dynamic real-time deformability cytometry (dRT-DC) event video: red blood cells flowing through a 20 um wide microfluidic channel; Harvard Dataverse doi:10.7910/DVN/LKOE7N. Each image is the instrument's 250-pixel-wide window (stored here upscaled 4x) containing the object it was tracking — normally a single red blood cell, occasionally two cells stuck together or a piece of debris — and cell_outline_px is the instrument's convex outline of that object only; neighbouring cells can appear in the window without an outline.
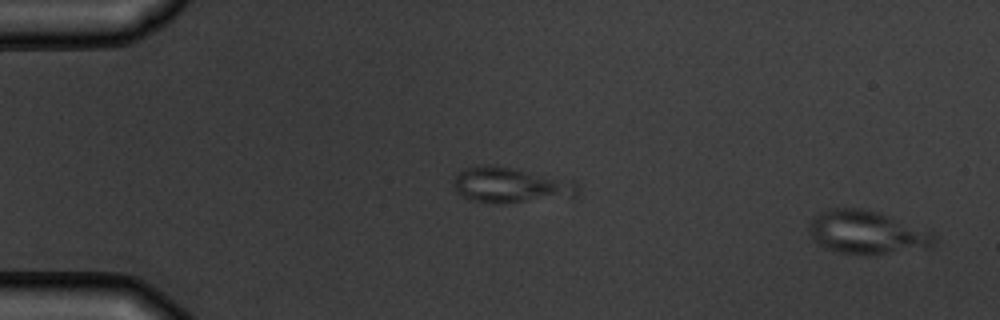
{"species": "common noctule bat (a hibernating species)", "species_latin": "Nyctalus noctula", "temperature_condition": "warm", "stored_images_in_passage": 4, "segment_of_instrument_passage": [2, 2], "camera_frame_rate_fps": 3000, "um_per_image_px": 0.085, "animal": {"sex": "male", "body_mass_g": 19.5, "forearm_length_mm": 54.6}, "frame": {"image": 1, "passage_image": 4, "time_ms": 3.667, "image_size_px": [1000, 320], "cell_outline_px": [[936, 240], [928, 248], [872, 256], [864, 256], [840, 252], [828, 248], [812, 240], [808, 228], [808, 224], [820, 212], [828, 208], [864, 208], [928, 228], [936, 236]], "centroid_in_image_um": [73.73, 19.76], "position_along_channel_um": 11.3, "area_um2": 32.19}}